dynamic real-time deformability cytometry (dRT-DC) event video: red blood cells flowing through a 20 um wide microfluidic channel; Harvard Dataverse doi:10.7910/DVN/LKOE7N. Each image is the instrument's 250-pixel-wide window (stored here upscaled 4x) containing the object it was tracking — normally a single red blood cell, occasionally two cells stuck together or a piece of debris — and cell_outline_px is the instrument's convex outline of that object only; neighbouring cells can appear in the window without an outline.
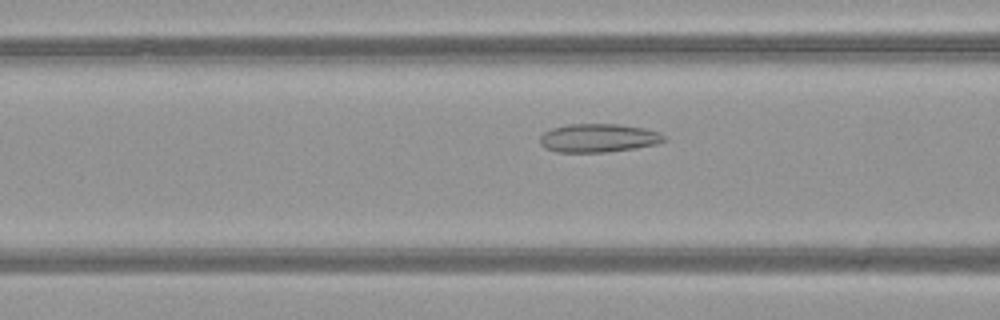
{"species": "common noctule bat (a hibernating species)", "species_latin": "Nyctalus noctula", "temperature_condition": "warm", "stored_images_in_passage": 51, "camera_frame_rate_fps": 3000, "um_per_image_px": 0.085, "animal": {"sex": "female", "body_mass_g": 21.9}, "frame": {"image": 1, "passage_image": 21, "time_ms": 6.667, "image_size_px": [1000, 320], "cell_outline_px": [[668, 140], [656, 144], [608, 152], [556, 152], [544, 148], [540, 144], [540, 136], [544, 132], [552, 128], [568, 124], [620, 124], [644, 128], [660, 132]], "centroid_in_image_um": [50.85, 11.73], "position_along_channel_um": 115.7, "area_um2": 20.69}}
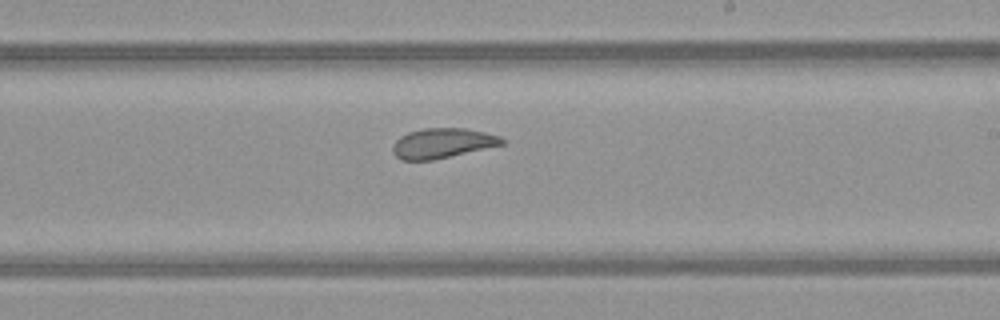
{"frame": {"image": 2, "passage_image": 31, "time_ms": 10.0, "image_size_px": [1000, 320], "cell_outline_px": [[504, 144], [432, 160], [400, 160], [392, 152], [392, 144], [400, 136], [408, 132], [424, 128], [468, 128], [500, 136], [504, 140]], "centroid_in_image_um": [37.57, 12.16], "position_along_channel_um": 251.4, "area_um2": 19.02}}
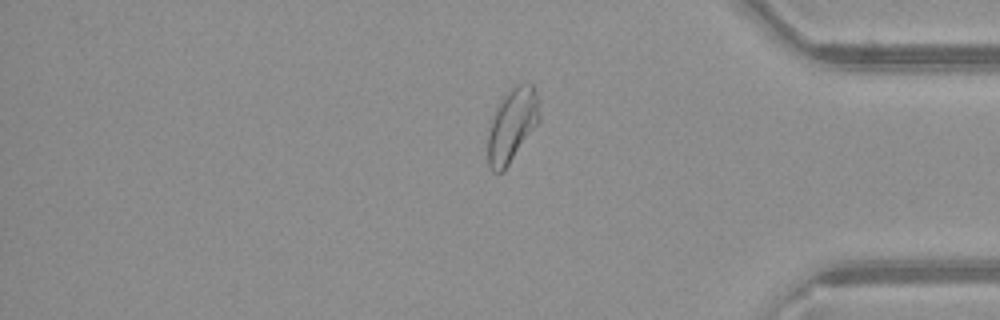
{"frame": {"image": 3, "passage_image": 43, "time_ms": 14.0, "image_size_px": [1000, 320], "cell_outline_px": [[540, 120], [504, 172], [492, 172], [488, 164], [488, 128], [496, 104], [504, 92], [512, 84], [532, 84], [540, 100]], "centroid_in_image_um": [43.51, 10.59], "position_along_channel_um": 391.7, "area_um2": 22.83}, "authors_computed_cell_mechanics": {"area_um2": 23.6402, "velocity_mm_per_s": 4.0663, "shape_relaxation_time_tau1_ms": null, "shape_relaxation_time_tau2_ms": 1.4911, "deformation_change_tau1": null, "deformation_change_tau2": 0.0822}}